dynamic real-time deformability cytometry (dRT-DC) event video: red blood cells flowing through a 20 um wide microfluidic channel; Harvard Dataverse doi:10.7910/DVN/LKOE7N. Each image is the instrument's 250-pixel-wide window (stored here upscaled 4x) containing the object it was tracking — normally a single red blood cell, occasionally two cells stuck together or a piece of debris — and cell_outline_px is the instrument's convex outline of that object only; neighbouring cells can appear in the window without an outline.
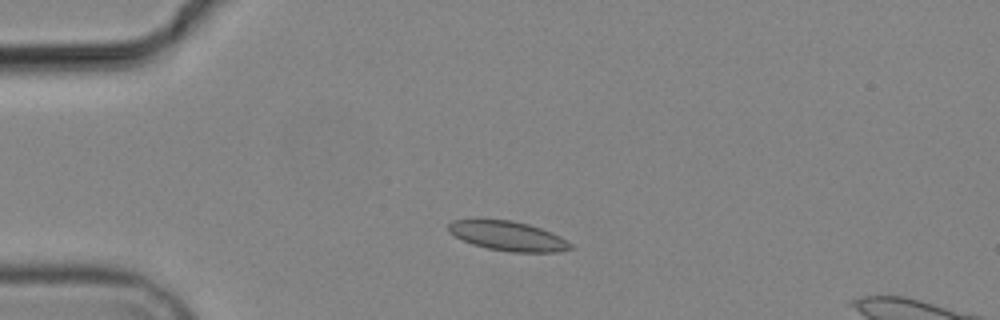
{"species": "common noctule bat (a hibernating species)", "species_latin": "Nyctalus noctula", "temperature_condition": "cold", "stored_images_in_passage": 3, "camera_frame_rate_fps": 3000, "um_per_image_px": 0.085, "animal": {"sex": "male", "body_mass_g": 19.2, "forearm_length_mm": 51.8}, "frame": {"image": 1, "passage_image": 1, "time_ms": 0.0, "image_size_px": [1000, 320], "cell_outline_px": [[572, 248], [556, 252], [508, 252], [488, 248], [472, 244], [448, 232], [448, 224], [452, 220], [512, 220], [528, 224], [552, 232], [560, 236], [572, 244]], "centroid_in_image_um": [43.18, 20.06], "position_along_channel_um": 41.8, "area_um2": 20.81}}
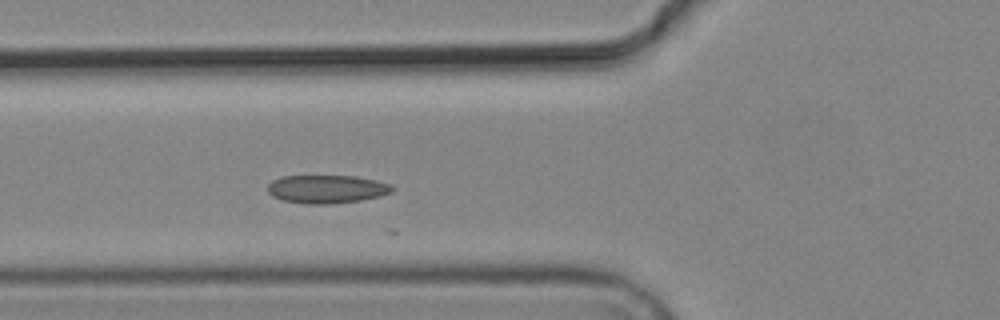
{"frame": {"image": 2, "passage_image": 3, "time_ms": 2.333, "image_size_px": [1000, 320], "cell_outline_px": [[396, 188], [392, 192], [380, 196], [360, 200], [328, 204], [304, 204], [284, 200], [272, 196], [268, 192], [268, 184], [272, 180], [280, 176], [356, 176], [376, 180], [392, 184]], "centroid_in_image_um": [27.79, 16.07], "position_along_channel_um": 98.0, "area_um2": 20.63}}